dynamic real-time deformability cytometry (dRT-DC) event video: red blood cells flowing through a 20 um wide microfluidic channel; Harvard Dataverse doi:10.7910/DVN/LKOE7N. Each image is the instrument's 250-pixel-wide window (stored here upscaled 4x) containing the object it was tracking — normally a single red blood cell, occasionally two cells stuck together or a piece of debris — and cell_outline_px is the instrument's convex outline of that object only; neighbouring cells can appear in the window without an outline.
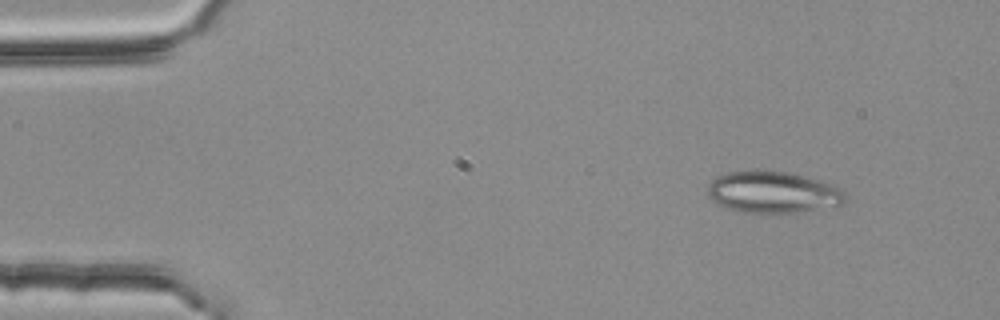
{"species": "common noctule bat (a hibernating species)", "species_latin": "Nyctalus noctula", "temperature_condition": "room temperature", "stored_images_in_passage": 3, "camera_frame_rate_fps": 3000, "um_per_image_px": 0.085, "animal": {"sex": "female", "body_mass_g": 25.1}, "frame": {"image": 1, "passage_image": 1, "time_ms": 0.0, "image_size_px": [1000, 320], "cell_outline_px": [[844, 200], [840, 204], [804, 212], [740, 212], [724, 208], [716, 204], [708, 196], [708, 184], [716, 176], [728, 172], [764, 168], [788, 172], [832, 184], [840, 188], [844, 192]], "centroid_in_image_um": [65.62, 16.31], "position_along_channel_um": 19.4, "area_um2": 33.7}}